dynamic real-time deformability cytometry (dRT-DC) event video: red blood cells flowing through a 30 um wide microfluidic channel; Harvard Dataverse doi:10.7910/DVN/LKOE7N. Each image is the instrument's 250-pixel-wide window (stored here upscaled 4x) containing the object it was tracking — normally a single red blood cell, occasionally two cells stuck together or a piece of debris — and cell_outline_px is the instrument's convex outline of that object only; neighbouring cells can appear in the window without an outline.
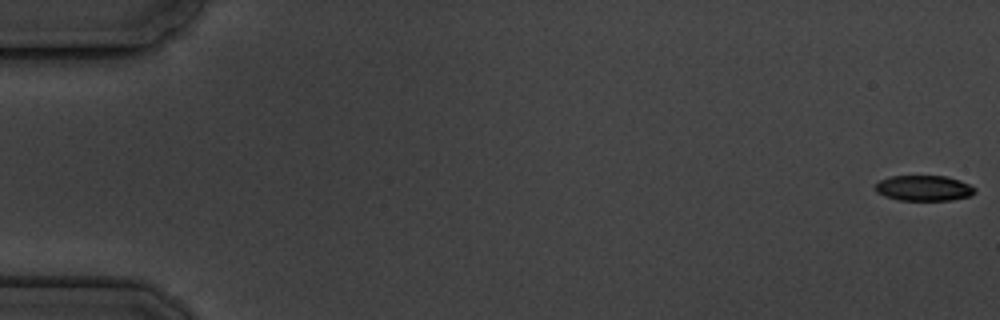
{"species": "common noctule bat (a hibernating species)", "species_latin": "Nyctalus noctula", "temperature_condition": "cold", "stored_images_in_passage": 6, "camera_frame_rate_fps": 3000, "um_per_image_px": 0.085, "animal": {"sex": "male", "body_mass_g": 19.5, "forearm_length_mm": 54.6}, "frame": {"image": 1, "passage_image": 1, "time_ms": 0.0, "image_size_px": [1000, 320], "cell_outline_px": [[976, 192], [972, 196], [952, 200], [896, 200], [884, 196], [876, 192], [876, 184], [880, 180], [888, 176], [944, 176], [960, 180], [976, 188]], "centroid_in_image_um": [78.54, 16.0], "position_along_channel_um": 6.5, "area_um2": 14.91}}